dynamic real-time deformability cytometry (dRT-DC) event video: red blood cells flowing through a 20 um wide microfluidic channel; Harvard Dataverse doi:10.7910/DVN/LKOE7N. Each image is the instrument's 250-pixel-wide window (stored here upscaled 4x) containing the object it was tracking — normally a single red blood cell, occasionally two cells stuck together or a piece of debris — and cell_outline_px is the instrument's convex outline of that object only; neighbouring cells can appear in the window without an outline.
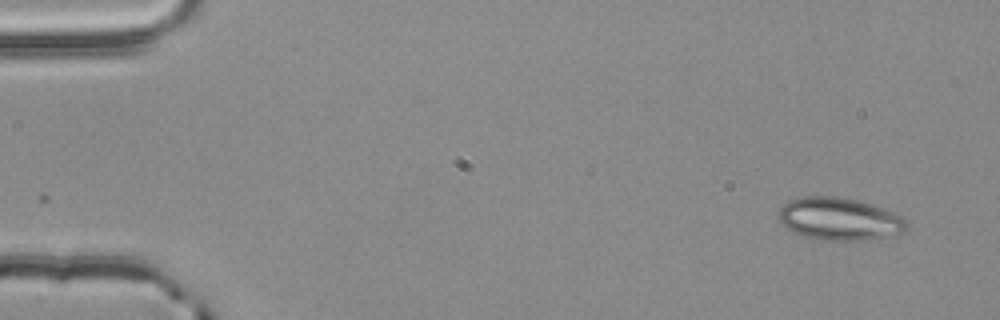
{"species": "common noctule bat (a hibernating species)", "species_latin": "Nyctalus noctula", "temperature_condition": "room temperature", "stored_images_in_passage": 53, "segment_of_instrument_passage": [1, 2], "camera_frame_rate_fps": 3000, "um_per_image_px": 0.085, "animal": {"sex": "male", "body_mass_g": 20.4}, "frame": {"image": 1, "passage_image": 1, "time_ms": 0.0, "image_size_px": [1000, 320], "cell_outline_px": [[908, 228], [904, 232], [868, 240], [820, 240], [804, 236], [792, 232], [776, 220], [776, 216], [780, 208], [788, 200], [804, 196], [836, 196], [856, 200], [892, 212], [900, 216], [908, 224]], "centroid_in_image_um": [71.27, 18.62], "position_along_channel_um": 13.7, "area_um2": 31.79}}